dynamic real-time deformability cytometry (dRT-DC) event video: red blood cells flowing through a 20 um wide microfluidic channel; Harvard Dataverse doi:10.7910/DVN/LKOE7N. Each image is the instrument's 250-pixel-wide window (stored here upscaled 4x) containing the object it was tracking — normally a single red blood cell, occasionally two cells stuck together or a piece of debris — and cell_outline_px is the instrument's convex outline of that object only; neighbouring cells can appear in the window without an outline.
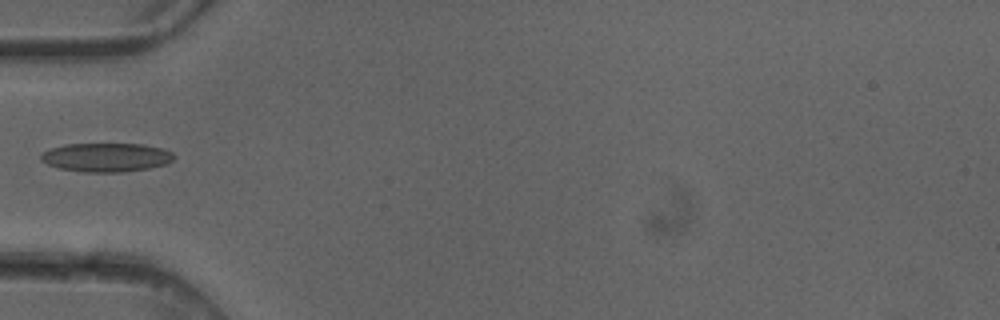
{"species": "common noctule bat (a hibernating species)", "species_latin": "Nyctalus noctula", "temperature_condition": "cold", "stored_images_in_passage": 3, "camera_frame_rate_fps": 3000, "um_per_image_px": 0.085, "animal": {"sex": "female"}, "frame": {"image": 1, "passage_image": 3, "time_ms": 0.667, "image_size_px": [1000, 320], "cell_outline_px": [[176, 156], [168, 164], [148, 168], [124, 172], [84, 172], [60, 168], [48, 164], [40, 160], [40, 156], [48, 148], [64, 144], [144, 144], [164, 148], [172, 152]], "centroid_in_image_um": [9.06, 13.37], "position_along_channel_um": 75.9, "area_um2": 22.54}}